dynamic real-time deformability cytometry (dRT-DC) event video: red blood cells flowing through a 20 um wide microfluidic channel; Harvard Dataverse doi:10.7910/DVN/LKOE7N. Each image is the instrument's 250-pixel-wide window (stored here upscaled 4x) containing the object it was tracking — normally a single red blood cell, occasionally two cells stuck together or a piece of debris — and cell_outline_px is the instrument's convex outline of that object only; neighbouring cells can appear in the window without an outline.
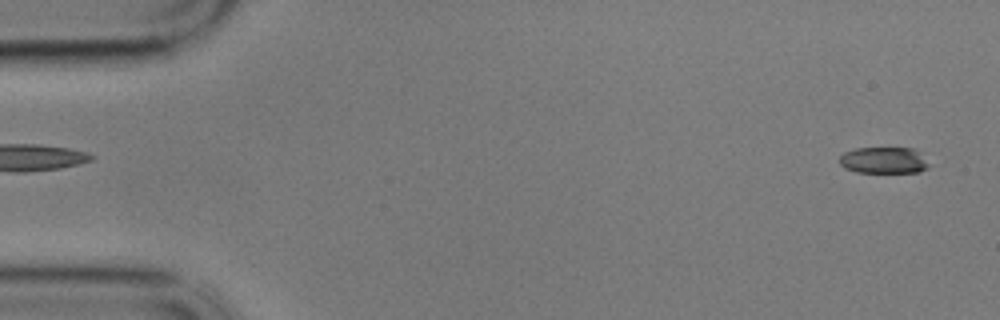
{"species": "common noctule bat (a hibernating species)", "species_latin": "Nyctalus noctula", "temperature_condition": "cold", "stored_images_in_passage": 58, "camera_frame_rate_fps": 3000, "um_per_image_px": 0.085, "animal": {"sex": "male", "body_mass_g": 17.9}, "frame": {"image": 1, "passage_image": 2, "time_ms": 0.333, "image_size_px": [1000, 320], "cell_outline_px": [[928, 168], [920, 172], [856, 172], [844, 168], [840, 164], [840, 156], [844, 152], [856, 148], [912, 148], [928, 164]], "centroid_in_image_um": [75.06, 13.63], "position_along_channel_um": 9.9, "area_um2": 13.53}}
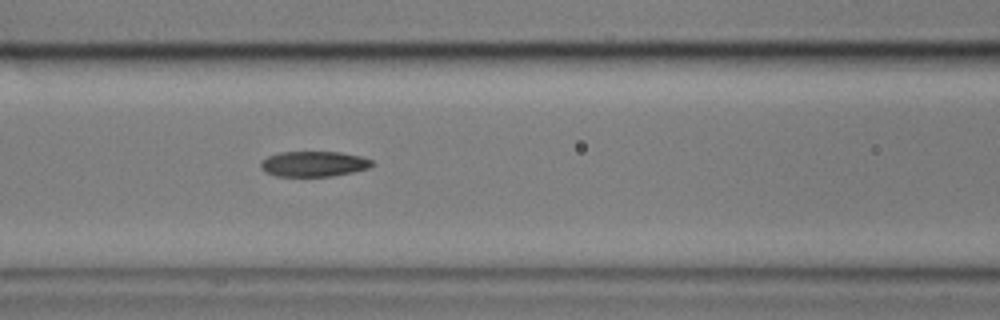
{"frame": {"image": 2, "passage_image": 24, "time_ms": 7.667, "image_size_px": [1000, 320], "cell_outline_px": [[372, 164], [368, 168], [352, 172], [332, 176], [276, 176], [264, 172], [260, 168], [260, 164], [268, 156], [280, 152], [340, 152], [360, 156], [372, 160]], "centroid_in_image_um": [26.64, 13.93], "position_along_channel_um": 140.0, "area_um2": 16.36}}
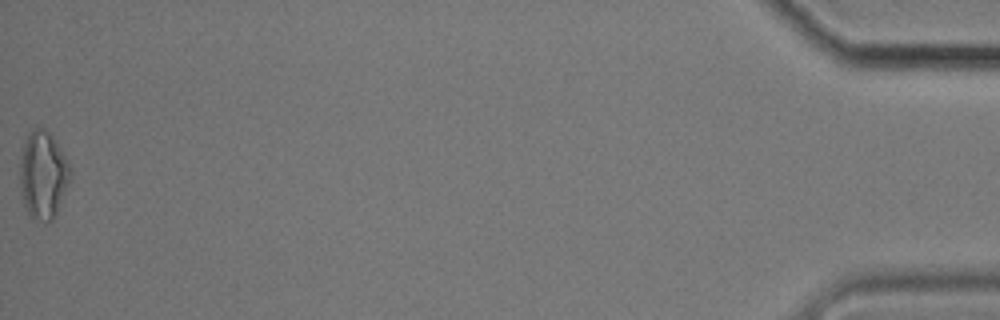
{"frame": {"image": 3, "passage_image": 58, "time_ms": 19.0, "image_size_px": [1000, 320], "cell_outline_px": [[72, 172], [56, 216], [52, 220], [44, 224], [32, 216], [28, 212], [24, 204], [20, 184], [20, 148], [28, 132], [32, 128], [44, 128], [56, 140], [72, 168]], "centroid_in_image_um": [3.66, 14.84], "position_along_channel_um": 431.5, "area_um2": 26.07}, "authors_computed_cell_mechanics": {"area_um2": 17.1666, "velocity_mm_per_s": 3.4335, "shape_relaxation_time_tau1_ms": 6.2783, "shape_relaxation_time_tau2_ms": 1.7874, "deformation_change_tau1": 0.1941, "deformation_change_tau2": 0.0865}}